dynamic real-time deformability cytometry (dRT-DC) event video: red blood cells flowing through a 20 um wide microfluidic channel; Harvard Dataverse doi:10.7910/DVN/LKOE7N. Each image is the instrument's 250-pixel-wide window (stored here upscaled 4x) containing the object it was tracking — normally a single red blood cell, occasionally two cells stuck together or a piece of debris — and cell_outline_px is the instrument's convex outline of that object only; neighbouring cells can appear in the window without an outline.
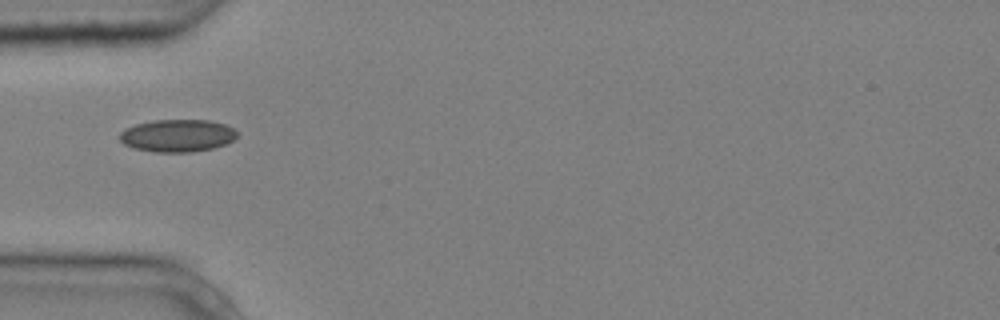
{"species": "common noctule bat (a hibernating species)", "species_latin": "Nyctalus noctula", "temperature_condition": "cold", "stored_images_in_passage": 4, "camera_frame_rate_fps": 3000, "um_per_image_px": 0.085, "animal": {"sex": "male", "body_mass_g": 20.4}, "frame": {"image": 1, "passage_image": 2, "time_ms": 0.333, "image_size_px": [1000, 320], "cell_outline_px": [[240, 132], [232, 140], [224, 144], [212, 148], [192, 152], [152, 152], [132, 148], [124, 144], [120, 140], [120, 132], [124, 128], [136, 124], [156, 120], [208, 120], [224, 124]], "centroid_in_image_um": [15.05, 11.53], "position_along_channel_um": 69.9, "area_um2": 22.25}}
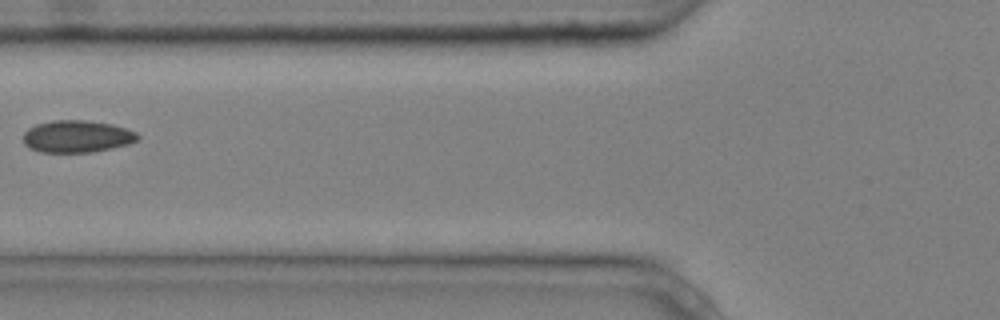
{"frame": {"image": 2, "passage_image": 3, "time_ms": 0.667, "image_size_px": [1000, 320], "cell_outline_px": [[140, 136], [136, 140], [128, 144], [112, 148], [92, 152], [40, 152], [28, 148], [24, 144], [24, 132], [28, 128], [36, 124], [52, 120], [84, 120], [112, 124], [136, 132]], "centroid_in_image_um": [6.51, 11.6], "position_along_channel_um": 119.3, "area_um2": 21.44}}